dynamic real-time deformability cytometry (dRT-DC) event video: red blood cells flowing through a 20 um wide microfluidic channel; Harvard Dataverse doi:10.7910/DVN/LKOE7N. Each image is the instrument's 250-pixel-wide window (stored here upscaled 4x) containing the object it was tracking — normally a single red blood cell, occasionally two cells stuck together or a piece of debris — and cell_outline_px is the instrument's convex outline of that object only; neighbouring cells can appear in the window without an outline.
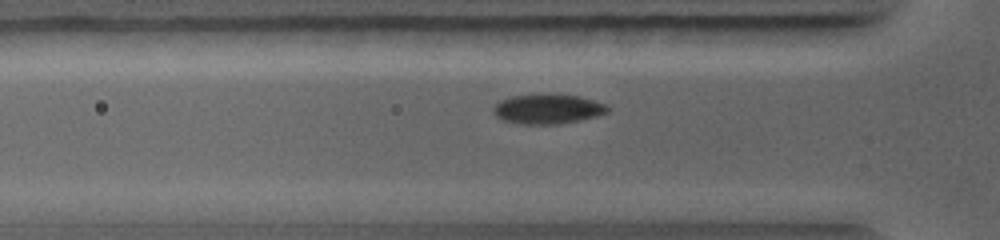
{"species": "common noctule bat (a hibernating species)", "species_latin": "Nyctalus noctula", "temperature_condition": "warm", "stored_images_in_passage": 36, "camera_frame_rate_fps": 5000, "um_per_image_px": 0.085, "animal": {"sex": "female", "body_mass_g": 19.0, "forearm_length_mm": 56.7}, "frame": {"image": 1, "passage_image": 13, "time_ms": 3.0, "image_size_px": [1000, 240], "cell_outline_px": [[608, 112], [596, 116], [580, 120], [560, 124], [524, 124], [504, 120], [496, 116], [492, 112], [492, 108], [500, 100], [512, 96], [548, 92], [580, 96], [604, 104], [608, 108]], "centroid_in_image_um": [46.53, 9.24], "position_along_channel_um": 79.3, "area_um2": 20.06}}
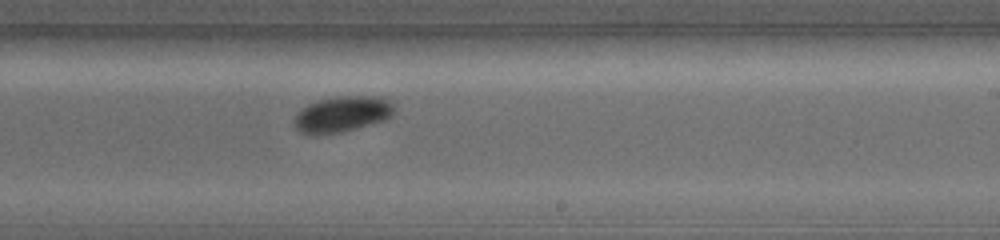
{"frame": {"image": 2, "passage_image": 23, "time_ms": 6.6, "image_size_px": [1000, 240], "cell_outline_px": [[396, 112], [392, 116], [384, 120], [340, 132], [316, 136], [308, 136], [300, 132], [292, 124], [292, 120], [308, 104], [316, 100], [336, 96], [376, 96], [392, 100], [396, 104]], "centroid_in_image_um": [29.1, 9.7], "position_along_channel_um": 259.9, "area_um2": 21.39}}
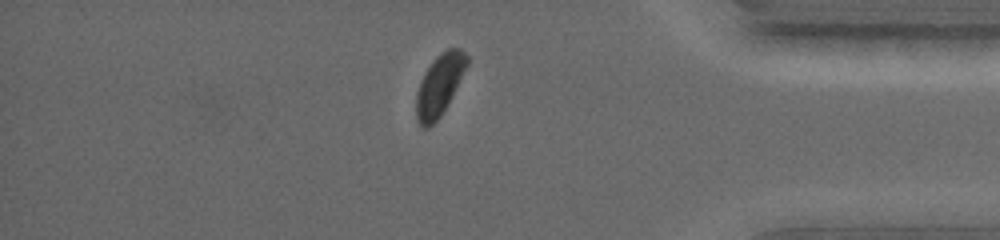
{"frame": {"image": 3, "passage_image": 33, "time_ms": 9.8, "image_size_px": [1000, 240], "cell_outline_px": [[468, 64], [440, 116], [428, 128], [424, 128], [416, 120], [416, 92], [420, 80], [424, 72], [436, 56], [440, 52], [448, 48], [460, 48], [468, 56]], "centroid_in_image_um": [37.32, 7.2], "position_along_channel_um": 397.9, "area_um2": 17.8}}